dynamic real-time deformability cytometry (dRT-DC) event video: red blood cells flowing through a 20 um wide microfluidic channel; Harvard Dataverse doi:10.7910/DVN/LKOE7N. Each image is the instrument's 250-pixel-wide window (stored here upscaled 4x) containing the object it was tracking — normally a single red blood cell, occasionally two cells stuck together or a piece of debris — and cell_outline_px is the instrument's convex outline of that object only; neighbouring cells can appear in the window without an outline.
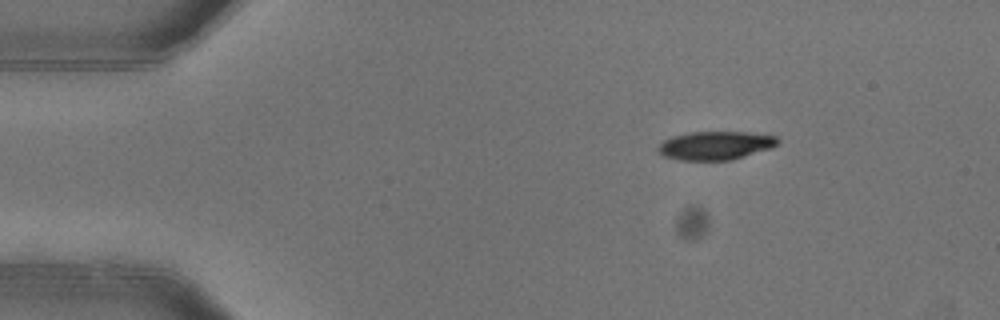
{"species": "common noctule bat (a hibernating species)", "species_latin": "Nyctalus noctula", "temperature_condition": "warm", "stored_images_in_passage": 3, "camera_frame_rate_fps": 3000, "um_per_image_px": 0.085, "animal": {"sex": "female"}, "frame": {"image": 1, "passage_image": 1, "time_ms": 0.0, "image_size_px": [1000, 320], "cell_outline_px": [[780, 140], [772, 148], [732, 160], [680, 160], [664, 156], [656, 148], [664, 140], [672, 136], [688, 132], [748, 132], [776, 136]], "centroid_in_image_um": [60.82, 12.36], "position_along_channel_um": 24.2, "area_um2": 19.88}}
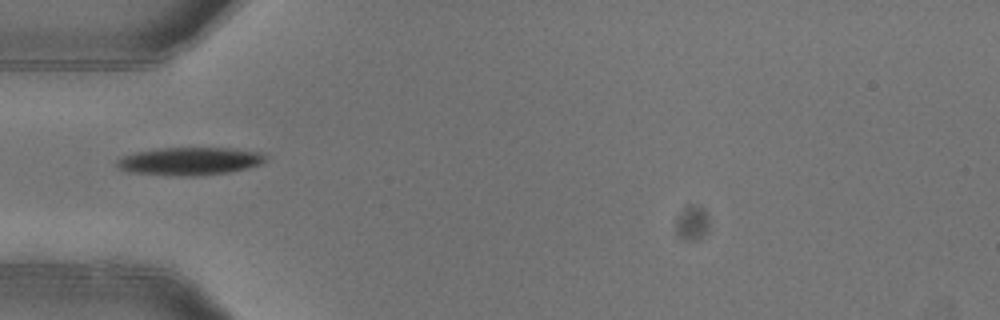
{"frame": {"image": 2, "passage_image": 3, "time_ms": 0.667, "image_size_px": [1000, 320], "cell_outline_px": [[268, 160], [260, 164], [248, 168], [228, 172], [200, 176], [176, 176], [128, 172], [116, 168], [116, 160], [120, 156], [136, 152], [160, 148], [232, 148], [260, 152], [268, 156]], "centroid_in_image_um": [16.11, 13.7], "position_along_channel_um": 68.9, "area_um2": 24.51}}